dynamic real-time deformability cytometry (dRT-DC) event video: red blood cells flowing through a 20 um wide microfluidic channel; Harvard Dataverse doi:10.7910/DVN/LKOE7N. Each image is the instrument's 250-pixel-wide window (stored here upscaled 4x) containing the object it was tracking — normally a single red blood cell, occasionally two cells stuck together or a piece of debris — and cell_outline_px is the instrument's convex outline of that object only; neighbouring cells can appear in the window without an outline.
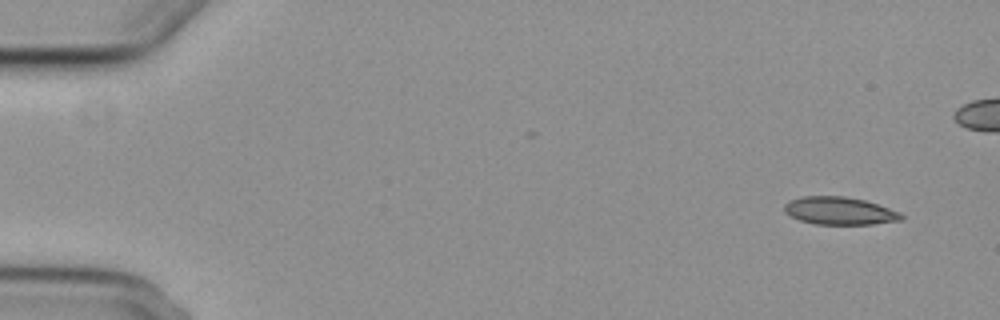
{"species": "common noctule bat (a hibernating species)", "species_latin": "Nyctalus noctula", "temperature_condition": "cold", "stored_images_in_passage": 7, "segment_of_instrument_passage": [1, 2], "camera_frame_rate_fps": 3000, "um_per_image_px": 0.085, "animal": {"sex": "female", "body_mass_g": 29.2, "forearm_length_mm": 56.3}, "frame": {"image": 1, "passage_image": 1, "time_ms": 0.0, "image_size_px": [1000, 320], "cell_outline_px": [[904, 216], [900, 220], [872, 224], [816, 224], [800, 220], [784, 212], [784, 204], [800, 196], [844, 196], [864, 200], [900, 212]], "centroid_in_image_um": [71.34, 17.92], "position_along_channel_um": 13.7, "area_um2": 18.67}}
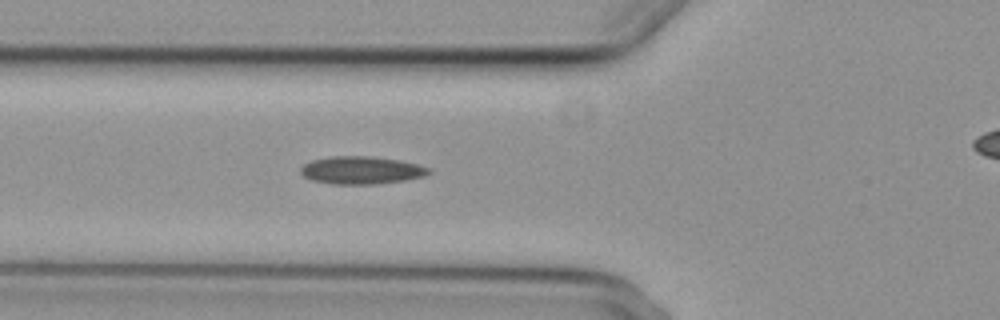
{"frame": {"image": 2, "passage_image": 6, "time_ms": 5.667, "image_size_px": [1000, 320], "cell_outline_px": [[432, 172], [424, 176], [404, 180], [376, 184], [332, 184], [312, 180], [304, 176], [300, 172], [300, 168], [304, 164], [312, 160], [332, 156], [368, 156], [396, 160], [416, 164], [428, 168]], "centroid_in_image_um": [30.68, 14.47], "position_along_channel_um": 95.1, "area_um2": 20.46}}